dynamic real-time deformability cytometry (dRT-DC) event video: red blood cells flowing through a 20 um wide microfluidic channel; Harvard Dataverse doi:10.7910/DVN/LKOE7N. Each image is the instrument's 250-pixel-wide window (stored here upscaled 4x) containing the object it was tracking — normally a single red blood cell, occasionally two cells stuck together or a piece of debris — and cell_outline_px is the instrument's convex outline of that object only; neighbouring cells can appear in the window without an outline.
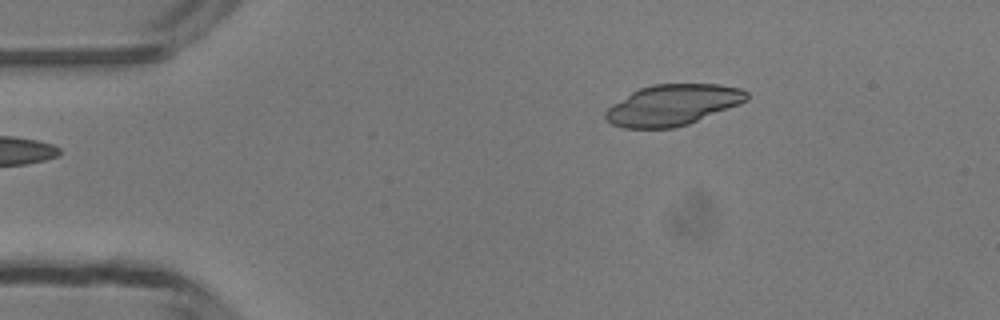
{"species": "common noctule bat (a hibernating species)", "species_latin": "Nyctalus noctula", "temperature_condition": "room temperature", "stored_images_in_passage": 41, "camera_frame_rate_fps": 3000, "um_per_image_px": 0.085, "animal": {"sex": "male", "body_mass_g": 13.3}, "frame": {"image": 1, "passage_image": 1, "time_ms": 0.0, "image_size_px": [1000, 320], "cell_outline_px": [[748, 100], [740, 104], [688, 124], [672, 128], [624, 128], [612, 124], [604, 120], [604, 112], [612, 104], [632, 92], [640, 88], [652, 84], [720, 84], [740, 88], [748, 92]], "centroid_in_image_um": [57.17, 8.92], "position_along_channel_um": 27.8, "area_um2": 33.7}}